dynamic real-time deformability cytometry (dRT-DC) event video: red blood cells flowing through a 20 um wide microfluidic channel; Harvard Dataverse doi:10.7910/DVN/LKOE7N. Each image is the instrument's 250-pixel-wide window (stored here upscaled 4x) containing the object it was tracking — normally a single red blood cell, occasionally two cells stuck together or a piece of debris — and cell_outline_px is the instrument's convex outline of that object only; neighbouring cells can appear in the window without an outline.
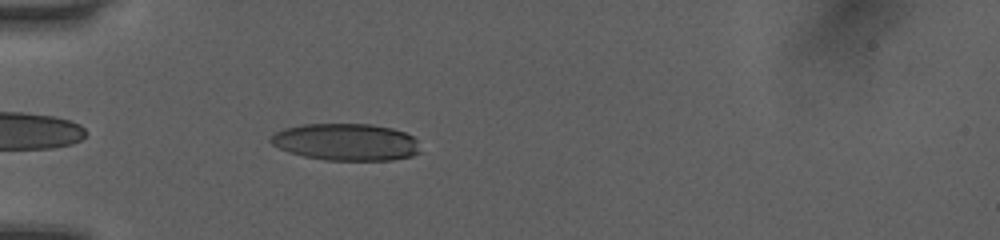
{"species": "human", "species_latin": "Homo sapiens", "temperature_condition": "room temperature", "stored_images_in_passage": 35, "camera_frame_rate_fps": 3000, "um_per_image_px": 0.085, "donor": {"sex": "female"}, "frame": {"image": 1, "passage_image": 3, "time_ms": 0.667, "image_size_px": [1000, 240], "cell_outline_px": [[420, 152], [412, 156], [392, 160], [324, 160], [304, 156], [288, 152], [272, 144], [268, 140], [276, 132], [284, 128], [300, 124], [372, 124], [392, 128], [404, 132], [412, 136], [416, 140]], "centroid_in_image_um": [29.4, 12.07], "position_along_channel_um": 55.6, "area_um2": 32.31}}
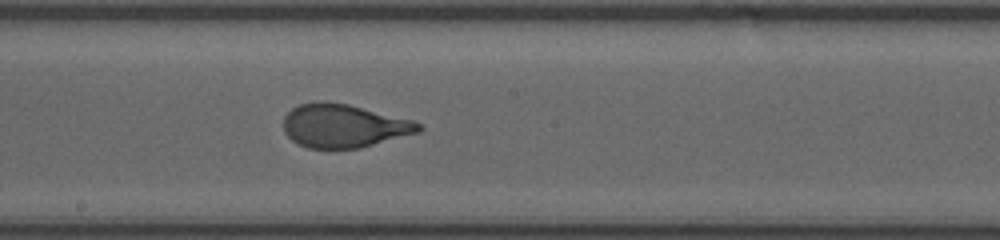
{"frame": {"image": 2, "passage_image": 16, "time_ms": 5.0, "image_size_px": [1000, 240], "cell_outline_px": [[424, 128], [420, 132], [360, 148], [308, 148], [292, 140], [284, 132], [284, 116], [292, 108], [300, 104], [316, 100], [324, 100], [348, 104], [412, 120], [420, 124]], "centroid_in_image_um": [29.21, 10.68], "position_along_channel_um": 219.0, "area_um2": 34.22}}
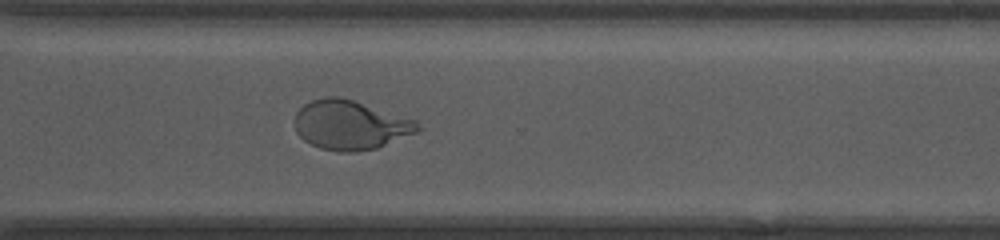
{"frame": {"image": 3, "passage_image": 25, "time_ms": 8.0, "image_size_px": [1000, 240], "cell_outline_px": [[424, 128], [416, 132], [376, 148], [352, 152], [340, 152], [320, 148], [304, 140], [296, 132], [296, 112], [304, 104], [312, 100], [328, 96], [336, 96], [352, 100], [416, 120]], "centroid_in_image_um": [29.78, 10.62], "position_along_channel_um": 340.8, "area_um2": 34.97}, "authors_computed_cell_mechanics": {"area_um2": 34.969, "velocity_mm_per_s": 4.0789, "shape_relaxation_time_tau1_ms": 5.7568, "shape_relaxation_time_tau2_ms": null, "deformation_change_tau1": 0.2448, "deformation_change_tau2": null}}